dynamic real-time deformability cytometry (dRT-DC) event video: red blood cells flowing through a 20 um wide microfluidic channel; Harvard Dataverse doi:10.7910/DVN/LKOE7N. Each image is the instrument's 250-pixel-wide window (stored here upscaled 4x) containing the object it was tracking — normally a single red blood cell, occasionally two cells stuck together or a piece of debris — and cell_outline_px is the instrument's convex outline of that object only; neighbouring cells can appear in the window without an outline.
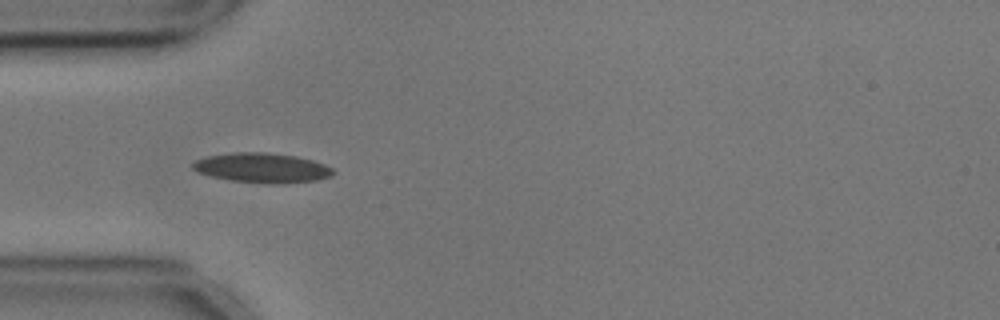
{"species": "common noctule bat (a hibernating species)", "species_latin": "Nyctalus noctula", "temperature_condition": "cold", "stored_images_in_passage": 55, "camera_frame_rate_fps": 3000, "um_per_image_px": 0.085, "animal": {"sex": "male", "body_mass_g": 17.9, "forearm_length_mm": 54.2}, "frame": {"image": 1, "passage_image": 16, "time_ms": 5.0, "image_size_px": [1000, 320], "cell_outline_px": [[336, 172], [332, 176], [316, 180], [284, 184], [264, 184], [232, 180], [212, 176], [196, 172], [192, 168], [192, 164], [196, 160], [208, 156], [236, 152], [264, 152], [296, 156], [312, 160], [324, 164], [332, 168]], "centroid_in_image_um": [22.31, 14.28], "position_along_channel_um": 62.7, "area_um2": 24.39}}
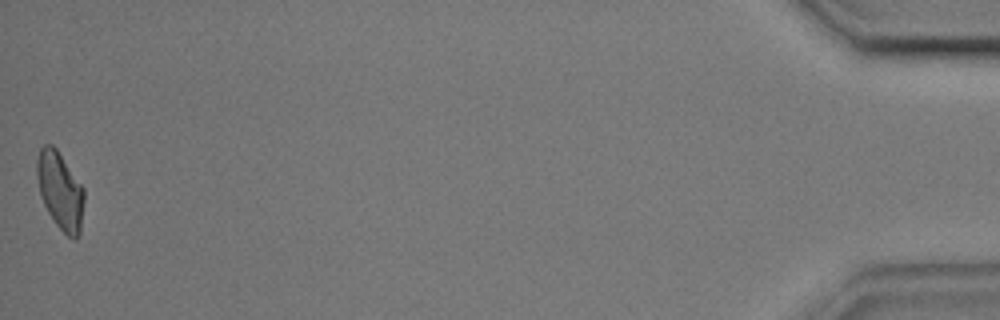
{"frame": {"image": 2, "passage_image": 55, "time_ms": 18.0, "image_size_px": [1000, 320], "cell_outline_px": [[84, 200], [80, 236], [76, 240], [68, 236], [56, 224], [48, 212], [40, 196], [36, 176], [36, 160], [40, 148], [44, 144], [52, 144], [56, 148], [84, 188]], "centroid_in_image_um": [5.11, 16.21], "position_along_channel_um": 430.1, "area_um2": 21.44}, "authors_computed_cell_mechanics": {"area_um2": 21.9062, "velocity_mm_per_s": 3.579, "shape_relaxation_time_tau1_ms": 4.0562, "shape_relaxation_time_tau2_ms": 3.8198, "deformation_change_tau1": 0.1214, "deformation_change_tau2": 0.1138}}